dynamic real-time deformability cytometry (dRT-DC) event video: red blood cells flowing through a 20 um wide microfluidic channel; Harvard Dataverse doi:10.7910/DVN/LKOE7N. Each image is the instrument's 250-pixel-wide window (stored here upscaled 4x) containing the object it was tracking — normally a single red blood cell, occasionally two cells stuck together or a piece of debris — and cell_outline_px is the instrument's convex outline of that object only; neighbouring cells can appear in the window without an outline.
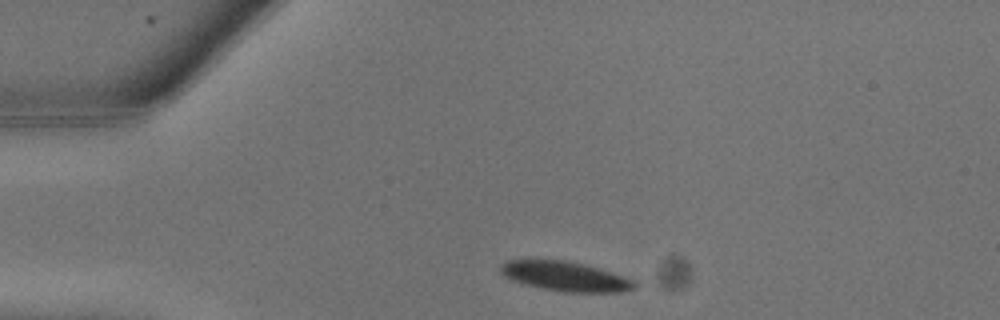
{"species": "common noctule bat (a hibernating species)", "species_latin": "Nyctalus noctula", "temperature_condition": "warm", "stored_images_in_passage": 3, "camera_frame_rate_fps": 3000, "um_per_image_px": 0.085, "animal": {"sex": "male", "body_mass_g": 13.3}, "frame": {"image": 1, "passage_image": 1, "time_ms": 0.0, "image_size_px": [1000, 320], "cell_outline_px": [[636, 288], [620, 292], [564, 292], [540, 288], [524, 284], [512, 280], [504, 276], [500, 272], [500, 264], [508, 260], [564, 260], [584, 264], [600, 268], [636, 280]], "centroid_in_image_um": [48.06, 23.49], "position_along_channel_um": 36.9, "area_um2": 23.24}}